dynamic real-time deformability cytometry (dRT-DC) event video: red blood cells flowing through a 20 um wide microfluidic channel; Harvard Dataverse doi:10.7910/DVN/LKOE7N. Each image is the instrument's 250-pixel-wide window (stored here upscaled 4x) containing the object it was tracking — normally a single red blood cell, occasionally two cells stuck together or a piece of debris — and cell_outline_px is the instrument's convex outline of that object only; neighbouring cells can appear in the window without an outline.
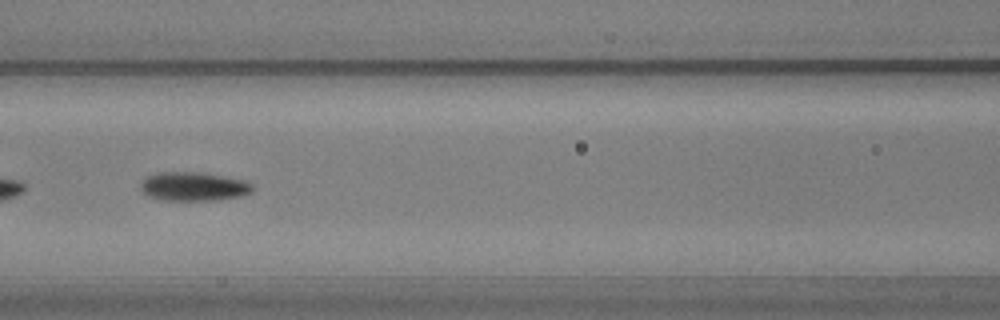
{"species": "common noctule bat (a hibernating species)", "species_latin": "Nyctalus noctula", "temperature_condition": "warm", "stored_images_in_passage": 42, "camera_frame_rate_fps": 3000, "um_per_image_px": 0.085, "animal": {"sex": "male", "body_mass_g": 20.5, "forearm_length_mm": 52.5}, "frame": {"image": 1, "passage_image": 13, "time_ms": 4.0, "image_size_px": [1000, 320], "cell_outline_px": [[256, 188], [252, 192], [240, 196], [216, 200], [160, 200], [148, 196], [140, 188], [140, 184], [148, 176], [160, 172], [204, 172], [244, 180], [252, 184]], "centroid_in_image_um": [16.49, 15.85], "position_along_channel_um": 150.1, "area_um2": 18.9}}
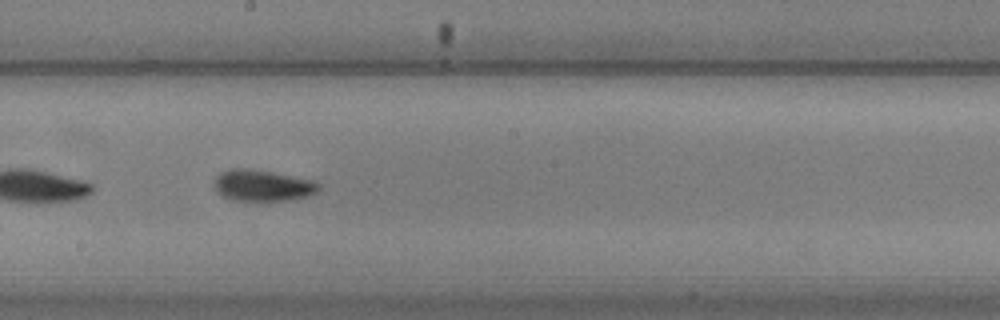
{"frame": {"image": 2, "passage_image": 19, "time_ms": 6.0, "image_size_px": [1000, 320], "cell_outline_px": [[320, 188], [316, 192], [308, 196], [296, 200], [232, 200], [216, 192], [216, 176], [220, 172], [232, 168], [248, 168], [272, 172], [316, 180], [320, 184]], "centroid_in_image_um": [22.37, 15.76], "position_along_channel_um": 225.8, "area_um2": 19.13}}
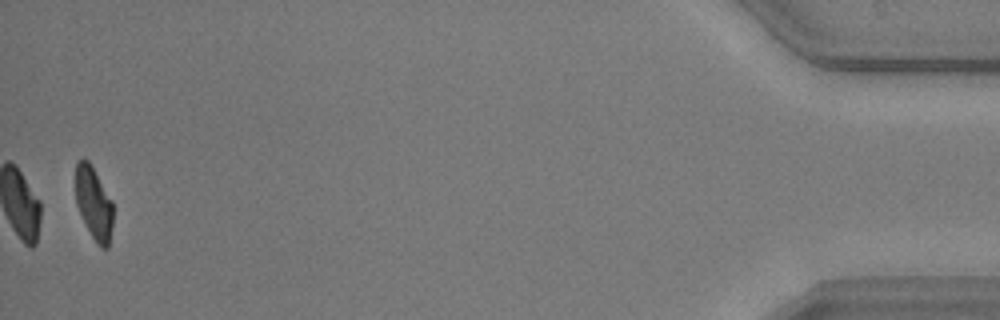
{"frame": {"image": 3, "passage_image": 42, "time_ms": 13.667, "image_size_px": [1000, 320], "cell_outline_px": [[112, 228], [108, 248], [100, 248], [92, 236], [76, 204], [76, 160], [84, 156], [92, 164], [112, 200]], "centroid_in_image_um": [7.97, 17.21], "position_along_channel_um": 427.2, "area_um2": 15.95}, "authors_computed_cell_mechanics": {"area_um2": 18.3226, "velocity_mm_per_s": 3.7879, "shape_relaxation_time_tau1_ms": 2.8829, "shape_relaxation_time_tau2_ms": 4.0052, "deformation_change_tau1": 0.1312, "deformation_change_tau2": 0.1117}}